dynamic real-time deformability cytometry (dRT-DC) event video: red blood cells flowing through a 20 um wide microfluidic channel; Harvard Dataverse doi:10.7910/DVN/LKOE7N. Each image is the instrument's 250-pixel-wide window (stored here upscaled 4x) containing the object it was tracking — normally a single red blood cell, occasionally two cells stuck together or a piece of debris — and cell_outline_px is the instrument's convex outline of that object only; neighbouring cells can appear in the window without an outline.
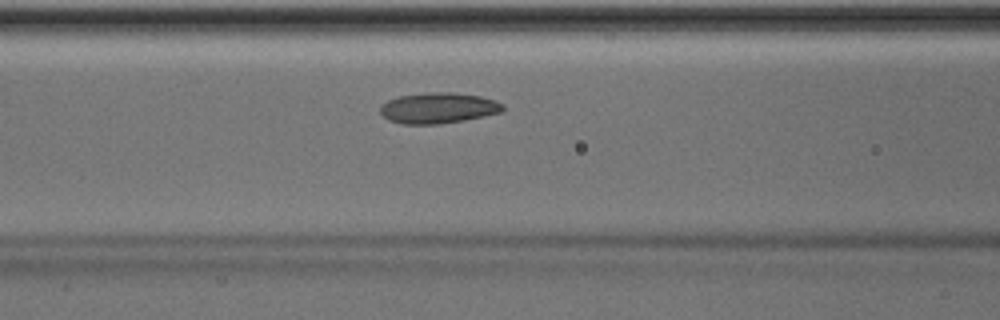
{"species": "Egyptian fruit bat (a non-hibernating species)", "species_latin": "Rousettus aegyptiacus", "temperature_condition": "room temperature", "stored_images_in_passage": 43, "camera_frame_rate_fps": 3000, "um_per_image_px": 0.085, "animal": {"sex": "male"}, "frame": {"image": 1, "passage_image": 13, "time_ms": 4.0, "image_size_px": [1000, 320], "cell_outline_px": [[504, 108], [500, 112], [484, 116], [464, 120], [440, 124], [404, 124], [388, 120], [380, 112], [380, 104], [388, 100], [400, 96], [432, 92], [452, 92], [480, 96], [496, 100], [504, 104]], "centroid_in_image_um": [37.25, 9.18], "position_along_channel_um": 129.3, "area_um2": 21.96}}
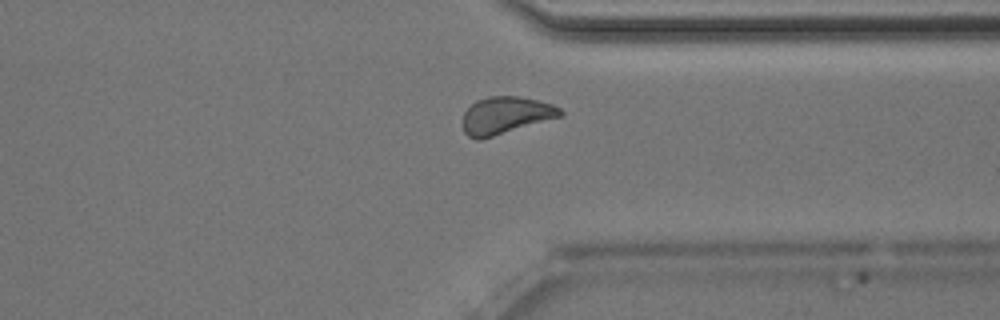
{"frame": {"image": 2, "passage_image": 31, "time_ms": 10.0, "image_size_px": [1000, 320], "cell_outline_px": [[564, 116], [480, 140], [476, 140], [468, 136], [464, 132], [464, 112], [476, 100], [488, 96], [520, 96], [540, 100], [552, 104], [560, 108], [564, 112]], "centroid_in_image_um": [43.02, 9.8], "position_along_channel_um": 368.4, "area_um2": 21.39}, "authors_computed_cell_mechanics": {"area_um2": 21.1548, "velocity_mm_per_s": 3.9924, "shape_relaxation_time_tau1_ms": 8.05, "shape_relaxation_time_tau2_ms": 3.5887, "deformation_change_tau1": 0.1217, "deformation_change_tau2": 0.0917}}